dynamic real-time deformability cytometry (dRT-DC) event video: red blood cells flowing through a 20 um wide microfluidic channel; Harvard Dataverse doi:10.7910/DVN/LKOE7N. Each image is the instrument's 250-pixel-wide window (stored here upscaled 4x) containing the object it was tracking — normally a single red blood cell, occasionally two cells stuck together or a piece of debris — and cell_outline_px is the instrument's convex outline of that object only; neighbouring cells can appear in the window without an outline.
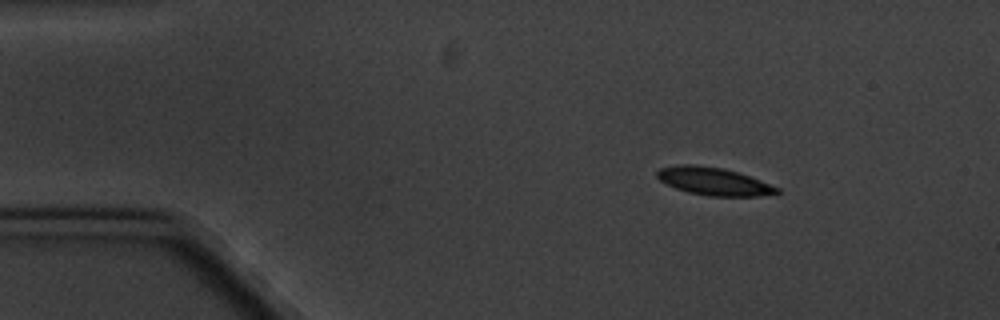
{"species": "common noctule bat (a hibernating species)", "species_latin": "Nyctalus noctula", "temperature_condition": "cold", "stored_images_in_passage": 6, "camera_frame_rate_fps": 3000, "um_per_image_px": 0.085, "animal": {"sex": "male", "body_mass_g": 20.1, "forearm_length_mm": 53.5}, "frame": {"image": 1, "passage_image": 1, "time_ms": 0.0, "image_size_px": [1000, 320], "cell_outline_px": [[780, 192], [760, 196], [708, 196], [688, 192], [676, 188], [660, 180], [656, 176], [656, 172], [660, 168], [676, 164], [696, 164], [724, 168], [760, 180], [780, 188]], "centroid_in_image_um": [60.64, 15.4], "position_along_channel_um": 24.4, "area_um2": 19.36}}
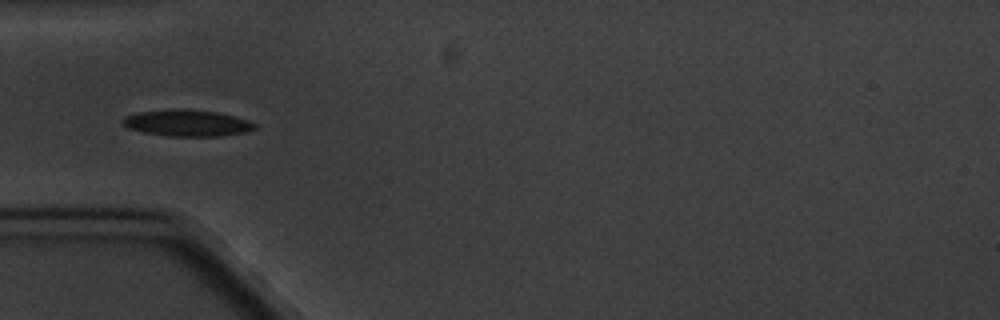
{"frame": {"image": 2, "passage_image": 3, "time_ms": 3.333, "image_size_px": [1000, 320], "cell_outline_px": [[256, 128], [248, 132], [220, 136], [168, 136], [144, 132], [128, 128], [120, 120], [124, 116], [136, 112], [216, 112], [248, 120], [256, 124]], "centroid_in_image_um": [15.94, 10.52], "position_along_channel_um": 69.1, "area_um2": 19.25}}